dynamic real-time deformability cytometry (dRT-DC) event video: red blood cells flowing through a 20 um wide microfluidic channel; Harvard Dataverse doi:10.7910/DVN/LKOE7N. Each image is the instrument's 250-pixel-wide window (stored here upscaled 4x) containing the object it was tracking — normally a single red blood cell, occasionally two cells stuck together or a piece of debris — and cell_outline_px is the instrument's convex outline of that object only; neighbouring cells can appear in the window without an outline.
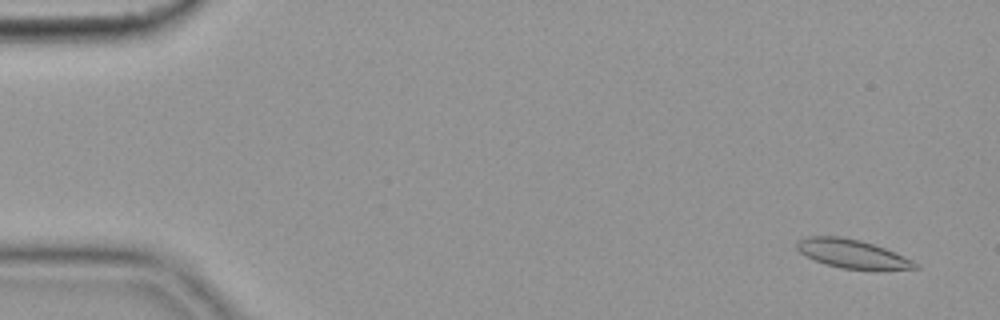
{"species": "common noctule bat (a hibernating species)", "species_latin": "Nyctalus noctula", "temperature_condition": "cold", "stored_images_in_passage": 17, "camera_frame_rate_fps": 3000, "um_per_image_px": 0.085, "animal": {"sex": "female", "body_mass_g": 19.9}, "frame": {"image": 1, "passage_image": 3, "time_ms": 0.667, "image_size_px": [1000, 320], "cell_outline_px": [[920, 268], [880, 272], [840, 268], [804, 256], [796, 248], [796, 240], [808, 236], [840, 236], [860, 240], [884, 248], [912, 260], [920, 264]], "centroid_in_image_um": [72.49, 21.61], "position_along_channel_um": 12.5, "area_um2": 20.35}}